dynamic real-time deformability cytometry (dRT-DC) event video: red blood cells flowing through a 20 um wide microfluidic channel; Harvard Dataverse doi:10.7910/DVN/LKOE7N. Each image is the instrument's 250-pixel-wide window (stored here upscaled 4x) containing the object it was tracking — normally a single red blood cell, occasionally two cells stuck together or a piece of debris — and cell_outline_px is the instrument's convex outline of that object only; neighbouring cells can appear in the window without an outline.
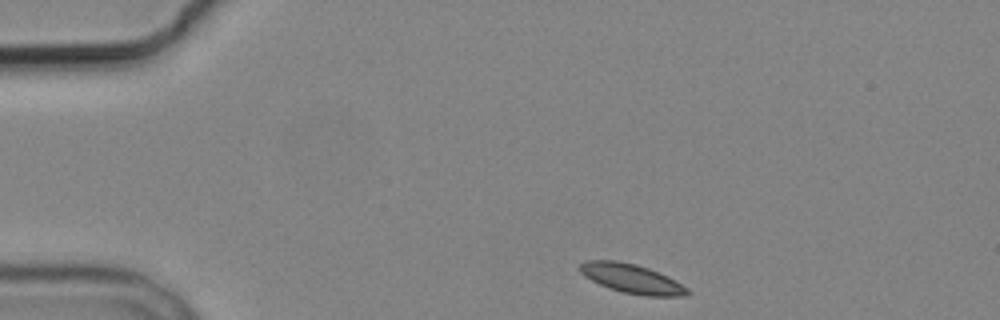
{"species": "common noctule bat (a hibernating species)", "species_latin": "Nyctalus noctula", "temperature_condition": "cold", "stored_images_in_passage": 4, "camera_frame_rate_fps": 3000, "um_per_image_px": 0.085, "animal": {"sex": "male", "body_mass_g": 19.2, "forearm_length_mm": 51.8}, "frame": {"image": 1, "passage_image": 1, "time_ms": 0.0, "image_size_px": [1000, 320], "cell_outline_px": [[692, 292], [688, 296], [644, 296], [624, 292], [608, 288], [584, 276], [576, 268], [584, 260], [616, 260], [636, 264], [648, 268], [668, 276], [688, 288]], "centroid_in_image_um": [53.69, 23.68], "position_along_channel_um": 31.3, "area_um2": 18.5}}
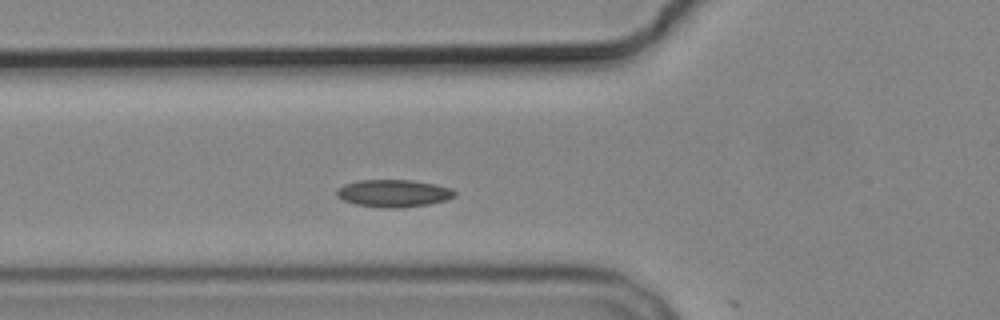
{"frame": {"image": 2, "passage_image": 4, "time_ms": 3.333, "image_size_px": [1000, 320], "cell_outline_px": [[456, 196], [444, 200], [428, 204], [400, 208], [384, 208], [356, 204], [344, 200], [336, 196], [336, 192], [344, 184], [360, 180], [412, 180], [436, 184], [452, 188], [456, 192]], "centroid_in_image_um": [33.48, 16.42], "position_along_channel_um": 92.3, "area_um2": 18.79}}